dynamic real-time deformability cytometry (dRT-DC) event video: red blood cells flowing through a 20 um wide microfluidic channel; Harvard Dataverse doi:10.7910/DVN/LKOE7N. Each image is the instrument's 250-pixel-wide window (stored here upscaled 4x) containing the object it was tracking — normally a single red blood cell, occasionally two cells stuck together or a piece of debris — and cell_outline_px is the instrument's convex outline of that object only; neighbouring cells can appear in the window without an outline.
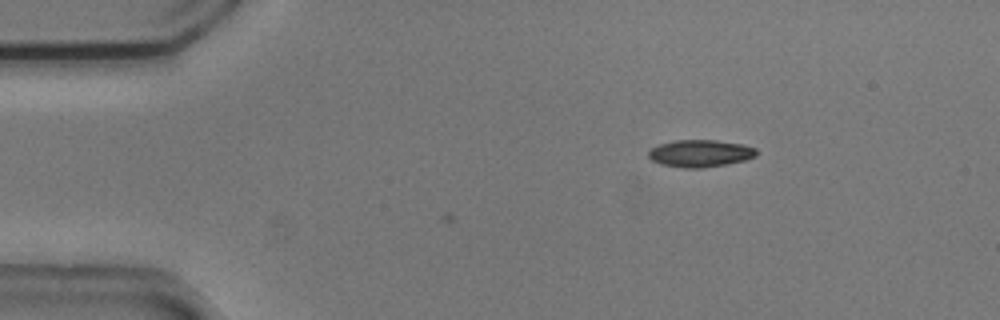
{"species": "common noctule bat (a hibernating species)", "species_latin": "Nyctalus noctula", "temperature_condition": "cold", "stored_images_in_passage": 3, "camera_frame_rate_fps": 3000, "um_per_image_px": 0.085, "animal": {"sex": "male", "body_mass_g": 20.5, "forearm_length_mm": 52.5}, "frame": {"image": 1, "passage_image": 1, "time_ms": 0.0, "image_size_px": [1000, 320], "cell_outline_px": [[756, 156], [744, 160], [724, 164], [700, 168], [684, 168], [660, 164], [652, 160], [648, 156], [648, 152], [652, 148], [660, 144], [676, 140], [716, 140], [744, 144], [756, 148]], "centroid_in_image_um": [59.51, 13.03], "position_along_channel_um": 25.5, "area_um2": 16.99}}